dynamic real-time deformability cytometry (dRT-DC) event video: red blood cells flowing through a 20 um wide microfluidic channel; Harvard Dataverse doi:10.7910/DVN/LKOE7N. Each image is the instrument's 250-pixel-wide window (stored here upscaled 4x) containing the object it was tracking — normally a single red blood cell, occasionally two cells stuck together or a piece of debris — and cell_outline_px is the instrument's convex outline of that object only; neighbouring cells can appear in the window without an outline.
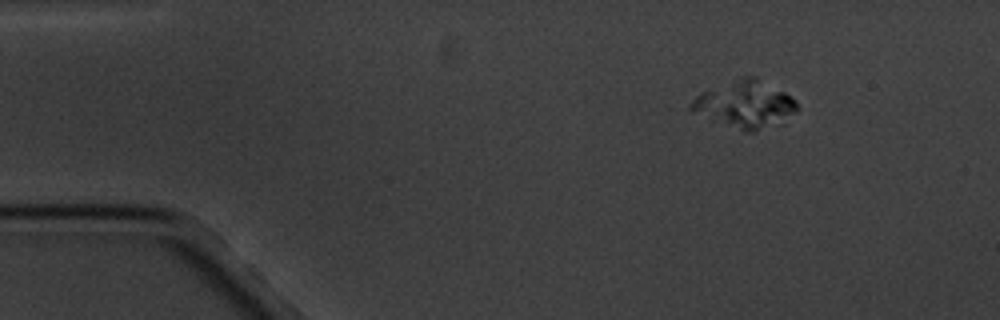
{"species": "common noctule bat (a hibernating species)", "species_latin": "Nyctalus noctula", "temperature_condition": "cold", "stored_images_in_passage": 6, "camera_frame_rate_fps": 3000, "um_per_image_px": 0.085, "animal": {"sex": "male", "body_mass_g": 20.1, "forearm_length_mm": 53.5}, "frame": {"image": 1, "passage_image": 2, "time_ms": 1.0, "image_size_px": [1000, 320], "cell_outline_px": [[796, 112], [784, 124], [752, 132], [744, 132], [712, 120], [692, 112], [688, 108], [688, 104], [700, 92], [744, 76], [756, 76], [784, 92], [796, 100]], "centroid_in_image_um": [63.33, 8.89], "position_along_channel_um": 21.7, "area_um2": 29.42}}